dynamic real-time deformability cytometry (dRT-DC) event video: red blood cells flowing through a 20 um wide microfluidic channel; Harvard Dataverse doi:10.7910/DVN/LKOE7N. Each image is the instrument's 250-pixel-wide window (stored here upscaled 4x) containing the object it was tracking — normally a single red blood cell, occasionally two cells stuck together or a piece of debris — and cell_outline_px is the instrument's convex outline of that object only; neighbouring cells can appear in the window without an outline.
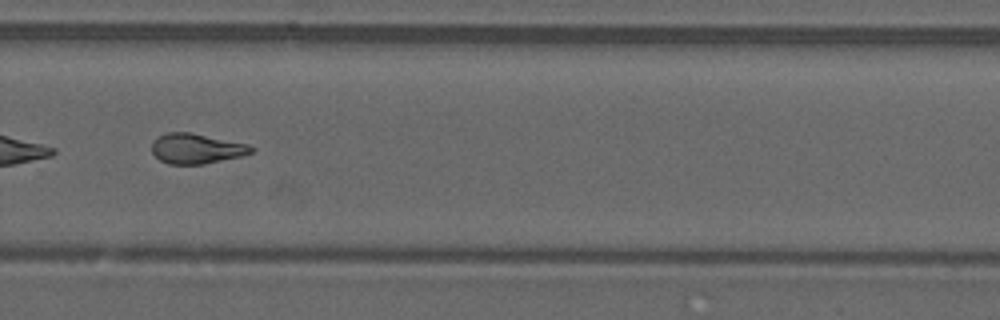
{"species": "common noctule bat (a hibernating species)", "species_latin": "Nyctalus noctula", "temperature_condition": "warm", "stored_images_in_passage": 37, "camera_frame_rate_fps": 3000, "um_per_image_px": 0.085, "animal": {"sex": "male", "forearm_length_mm": 52.5}, "frame": {"image": 1, "passage_image": 23, "time_ms": 7.333, "image_size_px": [1000, 320], "cell_outline_px": [[256, 148], [252, 152], [240, 156], [204, 164], [168, 164], [160, 160], [152, 152], [152, 140], [156, 136], [164, 132], [192, 132], [248, 144]], "centroid_in_image_um": [16.66, 12.61], "position_along_channel_um": 313.1, "area_um2": 17.63}, "authors_computed_cell_mechanics": {"area_um2": 17.5134, "velocity_mm_per_s": 4.0901, "shape_relaxation_time_tau1_ms": null, "shape_relaxation_time_tau2_ms": 2.3591, "deformation_change_tau1": null, "deformation_change_tau2": 0.1094}}